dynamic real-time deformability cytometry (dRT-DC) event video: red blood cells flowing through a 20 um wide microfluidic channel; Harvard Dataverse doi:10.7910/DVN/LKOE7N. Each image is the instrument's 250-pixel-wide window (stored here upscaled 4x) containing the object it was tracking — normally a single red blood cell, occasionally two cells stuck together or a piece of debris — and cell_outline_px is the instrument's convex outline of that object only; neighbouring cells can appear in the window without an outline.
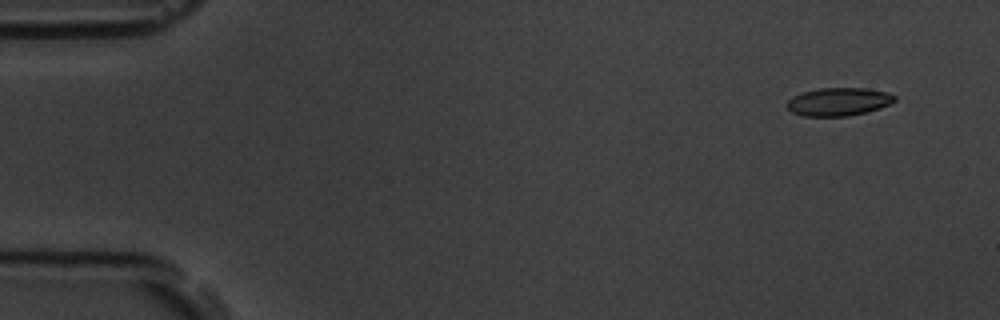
{"species": "common noctule bat (a hibernating species)", "species_latin": "Nyctalus noctula", "temperature_condition": "room temperature", "stored_images_in_passage": 8, "camera_frame_rate_fps": 3000, "um_per_image_px": 0.085, "animal": {"sex": "male", "body_mass_g": 19.5, "forearm_length_mm": 54.6}, "frame": {"image": 1, "passage_image": 1, "time_ms": 0.0, "image_size_px": [1000, 320], "cell_outline_px": [[896, 100], [880, 108], [868, 112], [848, 116], [804, 116], [792, 112], [788, 108], [788, 100], [792, 96], [804, 92], [820, 88], [864, 88], [888, 92], [896, 96]], "centroid_in_image_um": [71.3, 8.65], "position_along_channel_um": 13.7, "area_um2": 17.57}}
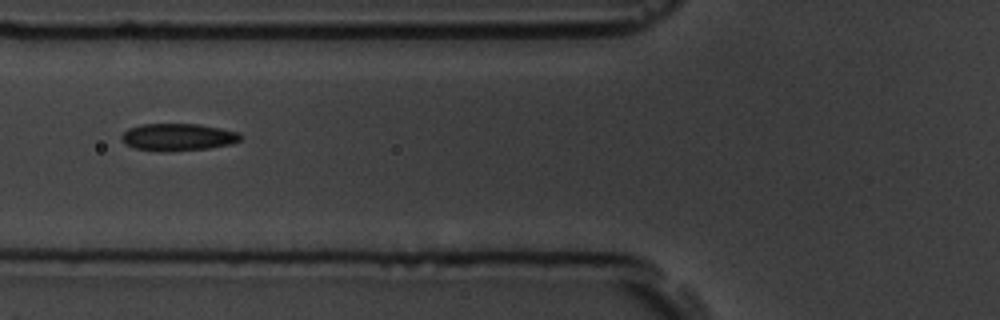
{"frame": {"image": 2, "passage_image": 6, "time_ms": 5.667, "image_size_px": [1000, 320], "cell_outline_px": [[240, 140], [232, 144], [208, 148], [160, 152], [136, 148], [124, 144], [120, 140], [120, 136], [128, 128], [140, 124], [200, 124], [240, 132]], "centroid_in_image_um": [15.09, 11.65], "position_along_channel_um": 110.7, "area_um2": 19.02}}
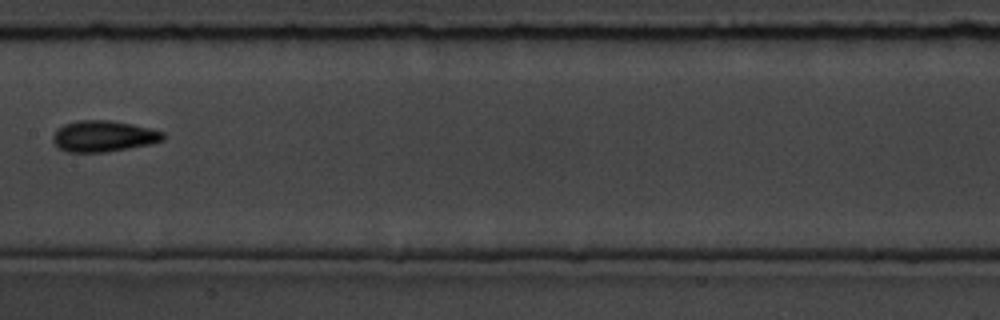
{"frame": {"image": 3, "passage_image": 8, "time_ms": 8.0, "image_size_px": [1000, 320], "cell_outline_px": [[164, 140], [148, 144], [128, 148], [104, 152], [68, 152], [60, 148], [52, 140], [52, 136], [56, 128], [64, 124], [76, 120], [112, 120], [132, 124], [164, 132]], "centroid_in_image_um": [8.76, 11.56], "position_along_channel_um": 198.6, "area_um2": 19.94}}